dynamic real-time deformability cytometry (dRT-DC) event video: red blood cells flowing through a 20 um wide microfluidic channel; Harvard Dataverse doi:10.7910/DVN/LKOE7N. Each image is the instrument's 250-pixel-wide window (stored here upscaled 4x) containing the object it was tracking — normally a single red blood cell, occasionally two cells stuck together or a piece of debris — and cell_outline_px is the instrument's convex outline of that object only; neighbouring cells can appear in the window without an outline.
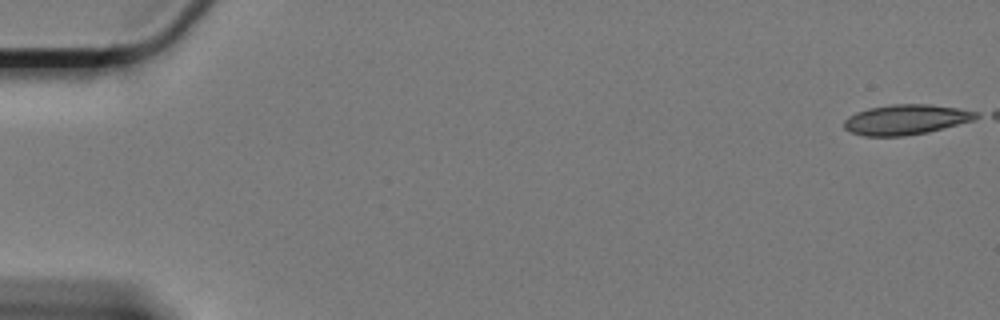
{"species": "Egyptian fruit bat (a non-hibernating species)", "species_latin": "Rousettus aegyptiacus", "temperature_condition": "cold", "stored_images_in_passage": 15, "camera_frame_rate_fps": 3000, "um_per_image_px": 0.085, "animal": {"sex": "female"}, "frame": {"image": 1, "passage_image": 1, "time_ms": 0.0, "image_size_px": [1000, 320], "cell_outline_px": [[980, 116], [972, 120], [928, 132], [904, 136], [864, 136], [852, 132], [844, 128], [844, 120], [848, 116], [856, 112], [868, 108], [892, 104], [928, 104], [956, 108], [976, 112]], "centroid_in_image_um": [76.95, 10.16], "position_along_channel_um": 8.0, "area_um2": 22.95}}